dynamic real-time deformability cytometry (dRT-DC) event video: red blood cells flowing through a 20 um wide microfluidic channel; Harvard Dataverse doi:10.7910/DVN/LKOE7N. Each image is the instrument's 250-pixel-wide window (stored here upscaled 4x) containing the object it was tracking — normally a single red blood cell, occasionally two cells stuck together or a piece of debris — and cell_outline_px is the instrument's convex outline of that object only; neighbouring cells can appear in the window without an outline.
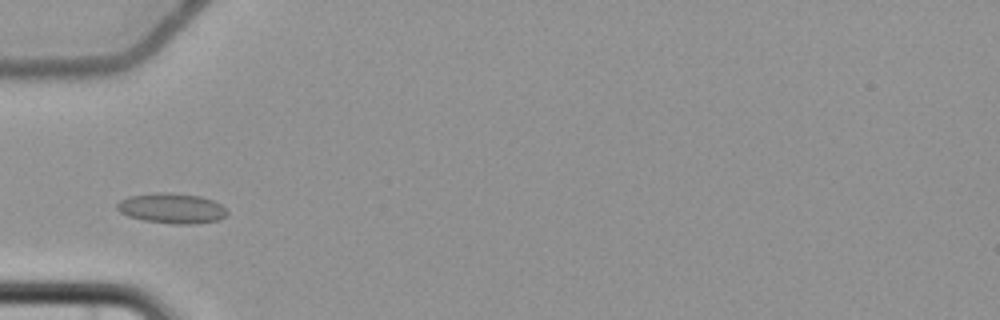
{"species": "common noctule bat (a hibernating species)", "species_latin": "Nyctalus noctula", "temperature_condition": "cold", "stored_images_in_passage": 6, "camera_frame_rate_fps": 3000, "um_per_image_px": 0.085, "animal": {"sex": "female", "body_mass_g": 22.7, "forearm_length_mm": 54.2}, "frame": {"image": 1, "passage_image": 3, "time_ms": 2.667, "image_size_px": [1000, 320], "cell_outline_px": [[228, 212], [220, 220], [196, 224], [176, 224], [144, 220], [128, 216], [120, 212], [116, 208], [116, 204], [120, 200], [128, 196], [156, 192], [164, 192], [200, 196], [212, 200], [220, 204]], "centroid_in_image_um": [14.58, 17.7], "position_along_channel_um": 70.4, "area_um2": 19.36}}
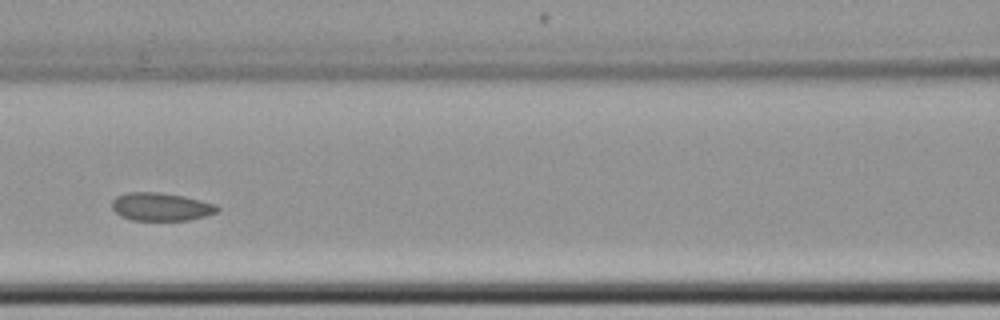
{"frame": {"image": 2, "passage_image": 5, "time_ms": 5.0, "image_size_px": [1000, 320], "cell_outline_px": [[220, 208], [216, 212], [208, 216], [188, 220], [132, 220], [120, 216], [112, 208], [112, 200], [116, 196], [128, 192], [160, 192], [184, 196], [216, 204]], "centroid_in_image_um": [13.69, 17.57], "position_along_channel_um": 152.9, "area_um2": 17.34}}
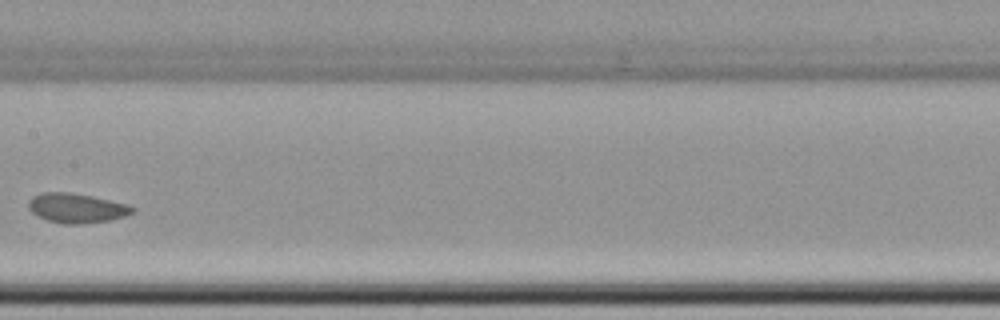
{"frame": {"image": 3, "passage_image": 6, "time_ms": 6.333, "image_size_px": [1000, 320], "cell_outline_px": [[136, 208], [132, 212], [124, 216], [108, 220], [80, 224], [64, 224], [48, 220], [36, 216], [28, 208], [28, 200], [32, 196], [40, 192], [68, 192], [92, 196], [128, 204]], "centroid_in_image_um": [6.46, 17.67], "position_along_channel_um": 200.9, "area_um2": 17.92}}